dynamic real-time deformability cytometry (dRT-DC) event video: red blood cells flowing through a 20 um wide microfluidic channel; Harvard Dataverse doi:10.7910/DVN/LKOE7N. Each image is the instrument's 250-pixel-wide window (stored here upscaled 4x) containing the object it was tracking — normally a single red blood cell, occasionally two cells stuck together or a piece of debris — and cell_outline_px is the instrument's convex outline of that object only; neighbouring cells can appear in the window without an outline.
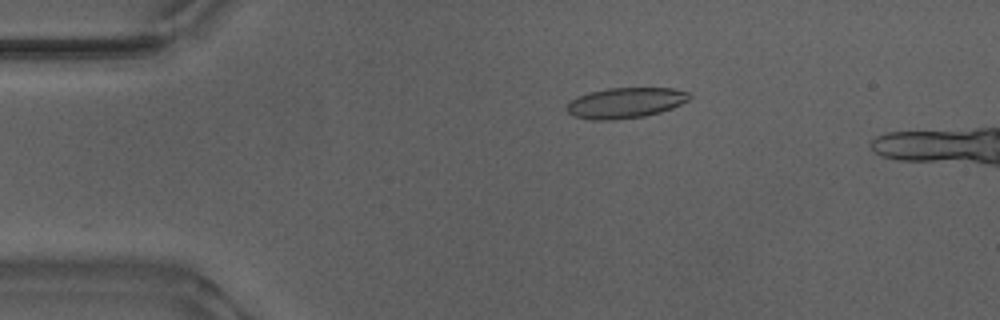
{"species": "Egyptian fruit bat (a non-hibernating species)", "species_latin": "Rousettus aegyptiacus", "temperature_condition": "warm", "stored_images_in_passage": 29, "camera_frame_rate_fps": 3000, "um_per_image_px": 0.085, "animal": {"sex": "male"}, "frame": {"image": 1, "passage_image": 11, "time_ms": 3.333, "image_size_px": [1000, 320], "cell_outline_px": [[692, 96], [688, 100], [672, 108], [660, 112], [644, 116], [612, 120], [592, 120], [572, 116], [568, 112], [568, 104], [572, 100], [588, 92], [608, 88], [672, 88], [688, 92]], "centroid_in_image_um": [53.17, 8.74], "position_along_channel_um": 31.8, "area_um2": 21.68}}
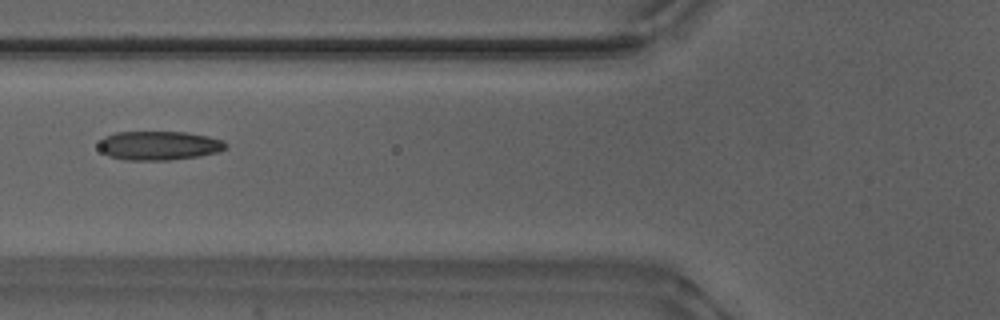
{"frame": {"image": 2, "passage_image": 21, "time_ms": 6.667, "image_size_px": [1000, 320], "cell_outline_px": [[228, 148], [216, 152], [200, 156], [168, 160], [124, 160], [108, 156], [100, 148], [100, 140], [104, 136], [116, 132], [184, 132], [208, 136], [220, 140], [228, 144]], "centroid_in_image_um": [13.52, 12.37], "position_along_channel_um": 112.3, "area_um2": 21.39}}
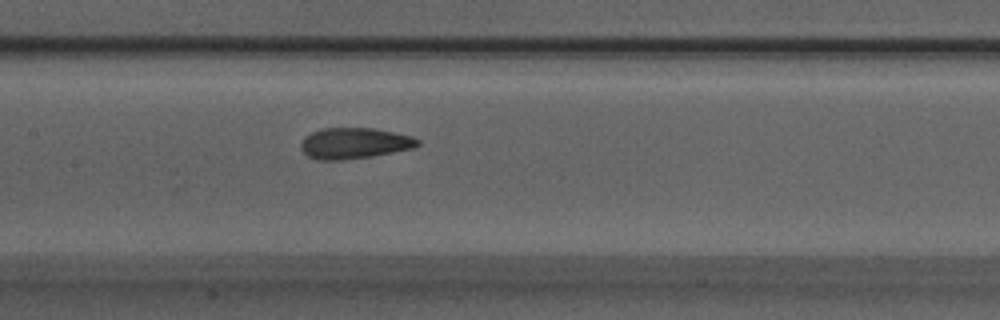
{"frame": {"image": 3, "passage_image": 26, "time_ms": 8.333, "image_size_px": [1000, 320], "cell_outline_px": [[420, 144], [412, 148], [372, 156], [344, 160], [316, 160], [308, 156], [300, 148], [300, 144], [304, 136], [320, 128], [372, 128], [412, 136], [420, 140]], "centroid_in_image_um": [30.08, 12.18], "position_along_channel_um": 177.3, "area_um2": 21.1}}